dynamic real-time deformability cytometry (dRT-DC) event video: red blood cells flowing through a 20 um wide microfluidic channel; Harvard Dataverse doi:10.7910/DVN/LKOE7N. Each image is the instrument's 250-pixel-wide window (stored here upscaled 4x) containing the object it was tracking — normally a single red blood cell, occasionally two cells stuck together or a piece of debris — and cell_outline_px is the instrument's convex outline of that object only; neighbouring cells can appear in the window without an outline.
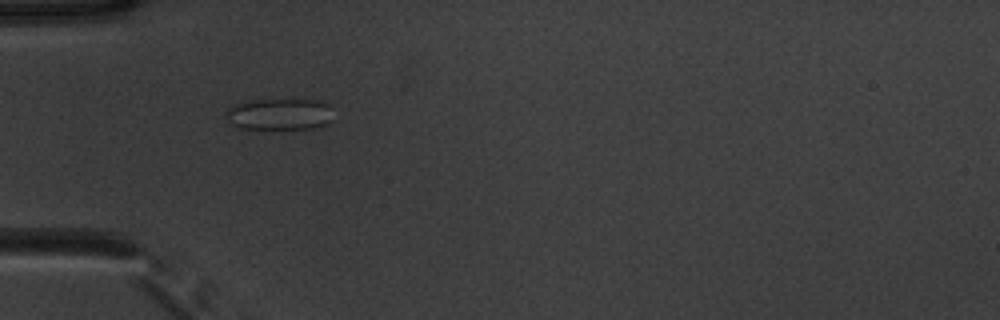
{"species": "common noctule bat (a hibernating species)", "species_latin": "Nyctalus noctula", "temperature_condition": "warm", "stored_images_in_passage": 53, "camera_frame_rate_fps": 3000, "um_per_image_px": 0.085, "animal": {"sex": "male", "body_mass_g": 20.1, "forearm_length_mm": 53.5}, "frame": {"image": 1, "passage_image": 17, "time_ms": 5.333, "image_size_px": [1000, 320], "cell_outline_px": [[332, 120], [328, 124], [320, 128], [240, 128], [232, 124], [224, 116], [228, 108], [236, 104], [248, 100], [316, 100], [328, 104]], "centroid_in_image_um": [23.75, 9.71], "position_along_channel_um": 61.2, "area_um2": 19.59}}
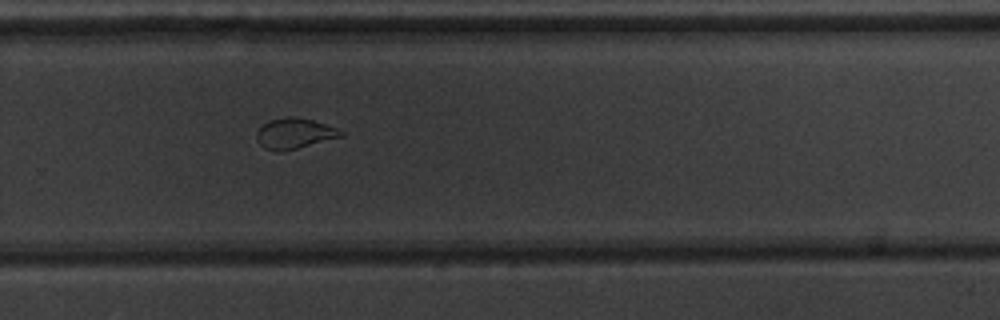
{"frame": {"image": 2, "passage_image": 36, "time_ms": 11.667, "image_size_px": [1000, 320], "cell_outline_px": [[344, 136], [284, 152], [276, 152], [264, 148], [256, 140], [256, 132], [268, 120], [288, 116], [296, 116], [312, 120], [336, 128], [344, 132]], "centroid_in_image_um": [25.01, 11.36], "position_along_channel_um": 304.8, "area_um2": 15.2}}
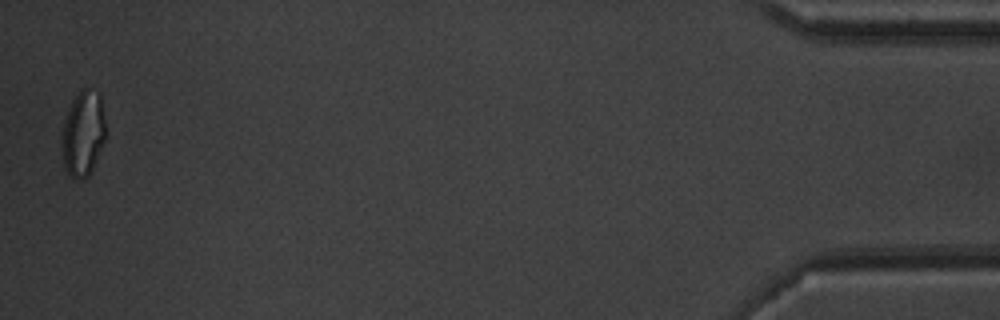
{"frame": {"image": 3, "passage_image": 52, "time_ms": 17.0, "image_size_px": [1000, 320], "cell_outline_px": [[104, 140], [92, 172], [84, 180], [72, 180], [68, 176], [64, 168], [60, 140], [64, 124], [72, 100], [80, 88], [88, 88], [100, 92], [104, 120]], "centroid_in_image_um": [7.04, 11.4], "position_along_channel_um": 428.2, "area_um2": 22.2}, "authors_computed_cell_mechanics": {"area_um2": 19.0162, "velocity_mm_per_s": 3.8989, "shape_relaxation_time_tau1_ms": null, "shape_relaxation_time_tau2_ms": 0.7707, "deformation_change_tau1": null, "deformation_change_tau2": 0.0722}}